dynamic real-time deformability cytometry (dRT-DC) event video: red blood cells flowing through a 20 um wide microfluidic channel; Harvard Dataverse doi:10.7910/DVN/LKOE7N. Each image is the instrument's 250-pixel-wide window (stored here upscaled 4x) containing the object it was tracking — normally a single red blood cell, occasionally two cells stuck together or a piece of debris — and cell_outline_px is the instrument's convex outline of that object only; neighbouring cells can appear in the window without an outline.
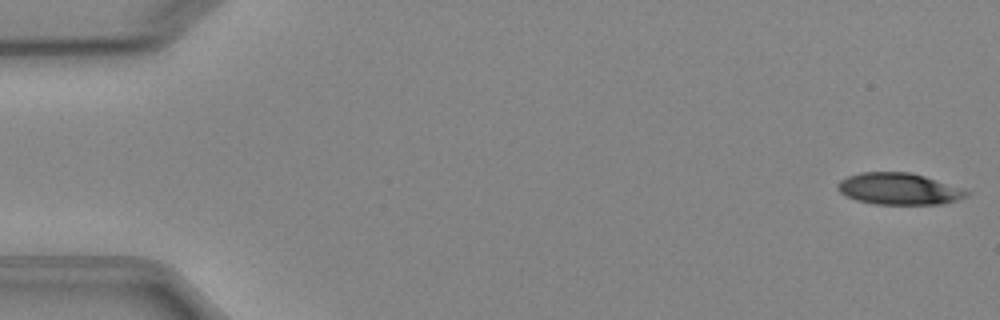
{"species": "Egyptian fruit bat (a non-hibernating species)", "species_latin": "Rousettus aegyptiacus", "temperature_condition": "cold", "stored_images_in_passage": 4, "camera_frame_rate_fps": 3000, "um_per_image_px": 0.085, "animal": {"sex": "female"}, "frame": {"image": 1, "passage_image": 1, "time_ms": 0.0, "image_size_px": [1000, 320], "cell_outline_px": [[972, 192], [968, 196], [944, 204], [872, 204], [856, 200], [844, 196], [836, 188], [836, 184], [840, 180], [848, 176], [860, 172], [912, 172], [964, 188]], "centroid_in_image_um": [76.41, 16.05], "position_along_channel_um": 8.6, "area_um2": 24.16}}